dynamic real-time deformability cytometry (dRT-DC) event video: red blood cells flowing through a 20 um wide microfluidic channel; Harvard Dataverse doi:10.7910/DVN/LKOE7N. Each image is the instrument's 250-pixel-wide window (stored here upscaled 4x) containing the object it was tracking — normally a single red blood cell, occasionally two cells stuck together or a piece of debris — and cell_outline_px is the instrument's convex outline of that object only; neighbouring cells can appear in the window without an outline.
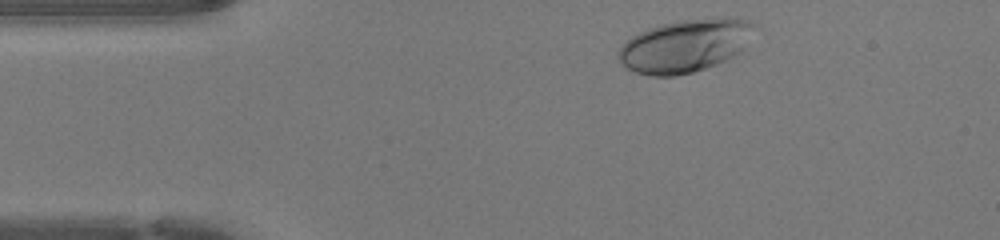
{"species": "human", "species_latin": "Homo sapiens", "temperature_condition": "warm", "stored_images_in_passage": 34, "camera_frame_rate_fps": 3000, "um_per_image_px": 0.085, "donor": {"sex": "female"}, "frame": {"image": 1, "passage_image": 2, "time_ms": 0.333, "image_size_px": [1000, 240], "cell_outline_px": [[756, 24], [744, 48], [740, 52], [716, 64], [692, 72], [676, 76], [648, 76], [624, 68], [620, 64], [616, 52], [632, 36], [648, 28], [660, 24], [676, 20], [720, 16], [748, 20]], "centroid_in_image_um": [58.2, 3.87], "position_along_channel_um": 26.8, "area_um2": 42.19}}
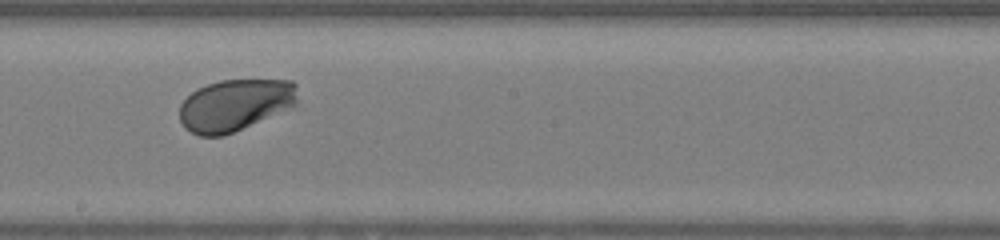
{"frame": {"image": 2, "passage_image": 20, "time_ms": 6.333, "image_size_px": [1000, 240], "cell_outline_px": [[296, 104], [224, 136], [200, 136], [184, 128], [180, 120], [180, 104], [192, 92], [208, 84], [220, 80], [292, 80], [296, 84]], "centroid_in_image_um": [19.94, 8.92], "position_along_channel_um": 228.3, "area_um2": 35.08}}
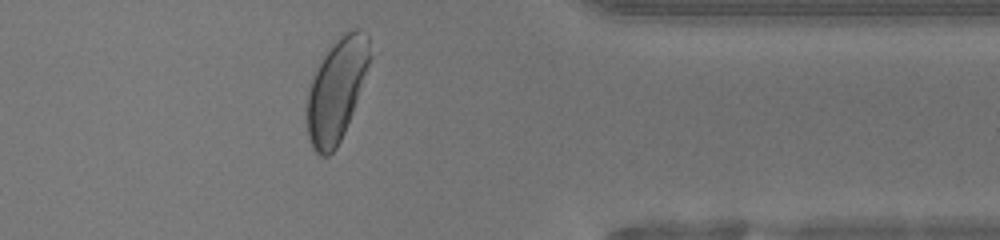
{"frame": {"image": 3, "passage_image": 32, "time_ms": 10.333, "image_size_px": [1000, 240], "cell_outline_px": [[372, 56], [352, 112], [344, 132], [336, 148], [328, 156], [320, 156], [312, 148], [308, 136], [304, 116], [304, 104], [316, 68], [320, 60], [328, 48], [340, 32], [356, 28], [360, 28], [368, 36]], "centroid_in_image_um": [28.57, 7.61], "position_along_channel_um": 382.8, "area_um2": 38.26}, "authors_computed_cell_mechanics": {"area_um2": 36.992, "velocity_mm_per_s": 4.2605, "shape_relaxation_time_tau1_ms": 1.5676, "shape_relaxation_time_tau2_ms": 3.2419, "deformation_change_tau1": 0.136, "deformation_change_tau2": 0.0856}}